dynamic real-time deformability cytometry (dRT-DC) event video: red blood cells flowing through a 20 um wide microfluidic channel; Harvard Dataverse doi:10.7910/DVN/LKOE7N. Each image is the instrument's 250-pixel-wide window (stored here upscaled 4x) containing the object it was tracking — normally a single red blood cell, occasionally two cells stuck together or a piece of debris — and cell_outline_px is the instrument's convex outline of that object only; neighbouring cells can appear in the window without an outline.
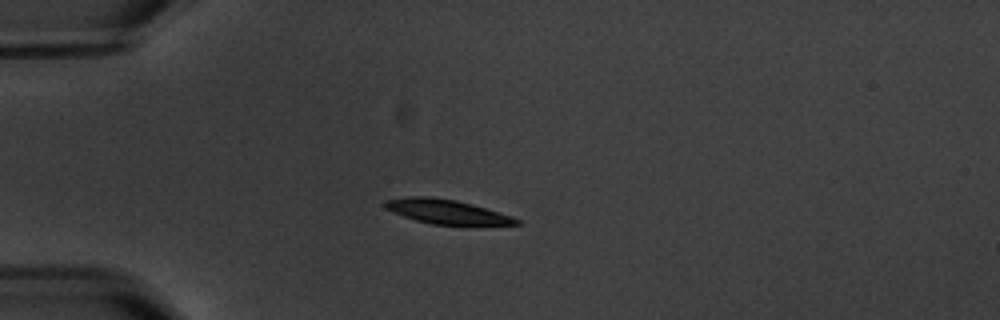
{"species": "common noctule bat (a hibernating species)", "species_latin": "Nyctalus noctula", "temperature_condition": "warm", "stored_images_in_passage": 7, "camera_frame_rate_fps": 3000, "um_per_image_px": 0.085, "animal": {"sex": "male", "body_mass_g": 20.1, "forearm_length_mm": 53.5}, "frame": {"image": 1, "passage_image": 4, "time_ms": 3.667, "image_size_px": [1000, 320], "cell_outline_px": [[520, 224], [432, 224], [416, 220], [392, 212], [384, 208], [384, 200], [408, 196], [432, 196], [456, 200], [472, 204], [500, 212], [512, 216], [520, 220]], "centroid_in_image_um": [37.91, 17.96], "position_along_channel_um": 47.1, "area_um2": 18.44}}
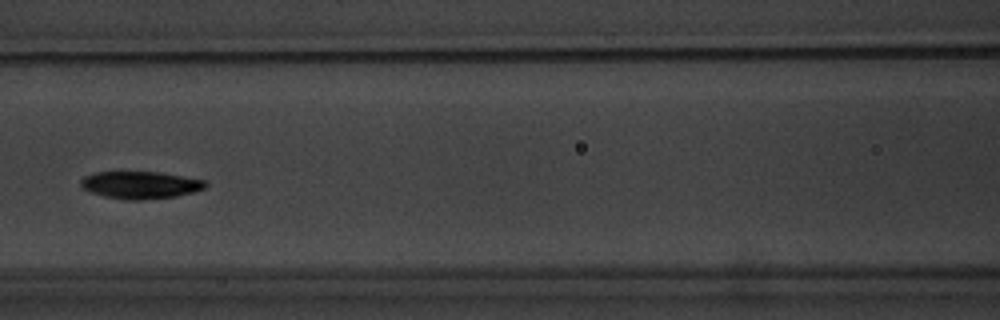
{"frame": {"image": 2, "passage_image": 7, "time_ms": 7.333, "image_size_px": [1000, 320], "cell_outline_px": [[208, 184], [204, 188], [192, 192], [176, 196], [140, 200], [124, 200], [104, 196], [80, 188], [80, 180], [84, 176], [96, 172], [160, 172], [204, 180]], "centroid_in_image_um": [11.89, 15.72], "position_along_channel_um": 154.7, "area_um2": 19.83}}